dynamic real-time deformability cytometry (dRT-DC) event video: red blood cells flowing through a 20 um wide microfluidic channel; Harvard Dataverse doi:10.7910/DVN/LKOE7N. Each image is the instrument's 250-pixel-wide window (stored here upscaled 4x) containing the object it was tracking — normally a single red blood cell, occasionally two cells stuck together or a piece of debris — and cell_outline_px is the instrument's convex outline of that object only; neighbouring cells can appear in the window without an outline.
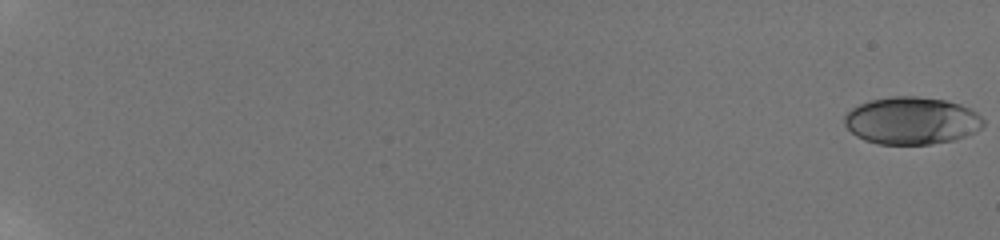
{"species": "human", "species_latin": "Homo sapiens", "temperature_condition": "room temperature", "stored_images_in_passage": 59, "camera_frame_rate_fps": 3000, "um_per_image_px": 0.085, "donor": {"sex": "male"}, "frame": {"image": 1, "passage_image": 1, "time_ms": 0.0, "image_size_px": [1000, 240], "cell_outline_px": [[984, 124], [976, 132], [952, 140], [932, 144], [876, 144], [864, 140], [856, 136], [844, 124], [844, 116], [852, 108], [868, 100], [892, 96], [916, 96], [944, 100], [960, 104], [972, 108], [984, 120]], "centroid_in_image_um": [77.48, 10.25], "position_along_channel_um": 7.5, "area_um2": 38.49}}
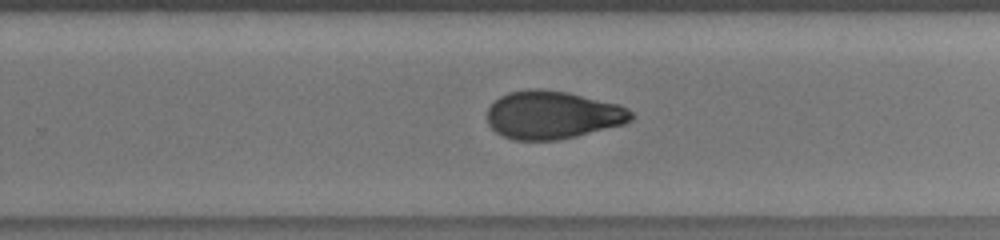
{"frame": {"image": 2, "passage_image": 43, "time_ms": 14.0, "image_size_px": [1000, 240], "cell_outline_px": [[636, 116], [632, 120], [624, 124], [576, 136], [556, 140], [512, 140], [496, 132], [488, 124], [488, 108], [500, 96], [508, 92], [528, 88], [540, 88], [568, 92], [620, 104], [628, 108]], "centroid_in_image_um": [46.99, 9.76], "position_along_channel_um": 282.8, "area_um2": 40.58}}
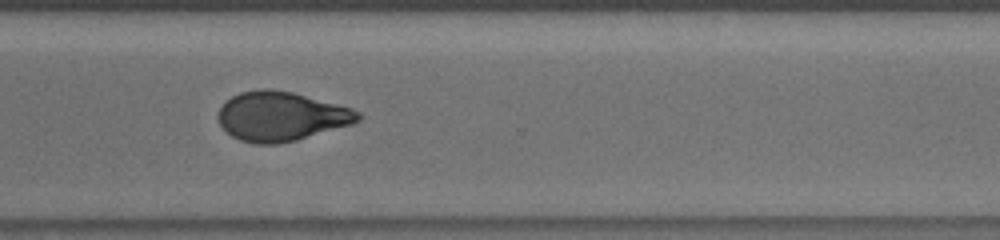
{"frame": {"image": 3, "passage_image": 48, "time_ms": 15.667, "image_size_px": [1000, 240], "cell_outline_px": [[360, 120], [352, 124], [296, 140], [280, 144], [256, 144], [240, 140], [232, 136], [220, 124], [220, 108], [232, 96], [240, 92], [260, 88], [272, 88], [292, 92], [352, 108], [360, 112]], "centroid_in_image_um": [23.91, 9.88], "position_along_channel_um": 346.7, "area_um2": 39.88}, "authors_computed_cell_mechanics": {"area_um2": 39.4196, "velocity_mm_per_s": 3.8308, "shape_relaxation_time_tau1_ms": 7.2705, "shape_relaxation_time_tau2_ms": 2.6199, "deformation_change_tau1": 0.1968, "deformation_change_tau2": 0.0815}}